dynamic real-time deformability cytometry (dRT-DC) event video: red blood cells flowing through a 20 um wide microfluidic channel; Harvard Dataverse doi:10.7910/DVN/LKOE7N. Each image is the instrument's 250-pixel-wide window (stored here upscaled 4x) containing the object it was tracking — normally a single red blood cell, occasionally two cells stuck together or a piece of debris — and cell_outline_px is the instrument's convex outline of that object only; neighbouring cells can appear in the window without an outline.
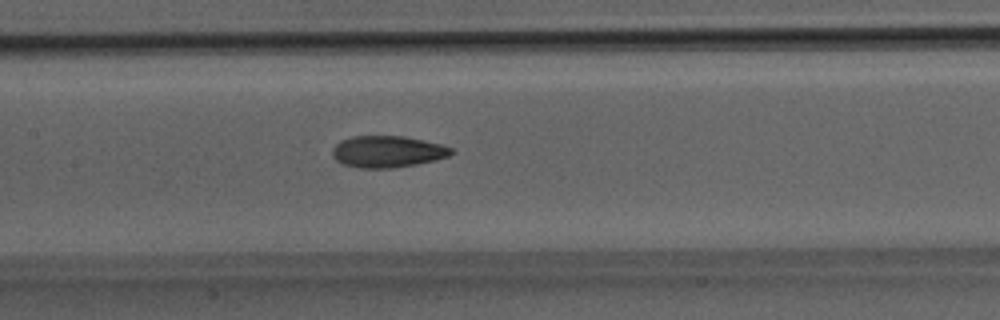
{"species": "Egyptian fruit bat (a non-hibernating species)", "species_latin": "Rousettus aegyptiacus", "temperature_condition": "room temperature", "stored_images_in_passage": 15, "camera_frame_rate_fps": 3000, "um_per_image_px": 0.085, "animal": {"sex": "male"}, "frame": {"image": 1, "passage_image": 12, "time_ms": 3.667, "image_size_px": [1000, 320], "cell_outline_px": [[452, 152], [448, 156], [436, 160], [416, 164], [392, 168], [360, 168], [344, 164], [336, 160], [332, 156], [332, 148], [340, 140], [352, 136], [404, 136], [424, 140], [440, 144], [452, 148]], "centroid_in_image_um": [32.91, 12.88], "position_along_channel_um": 174.5, "area_um2": 21.91}}